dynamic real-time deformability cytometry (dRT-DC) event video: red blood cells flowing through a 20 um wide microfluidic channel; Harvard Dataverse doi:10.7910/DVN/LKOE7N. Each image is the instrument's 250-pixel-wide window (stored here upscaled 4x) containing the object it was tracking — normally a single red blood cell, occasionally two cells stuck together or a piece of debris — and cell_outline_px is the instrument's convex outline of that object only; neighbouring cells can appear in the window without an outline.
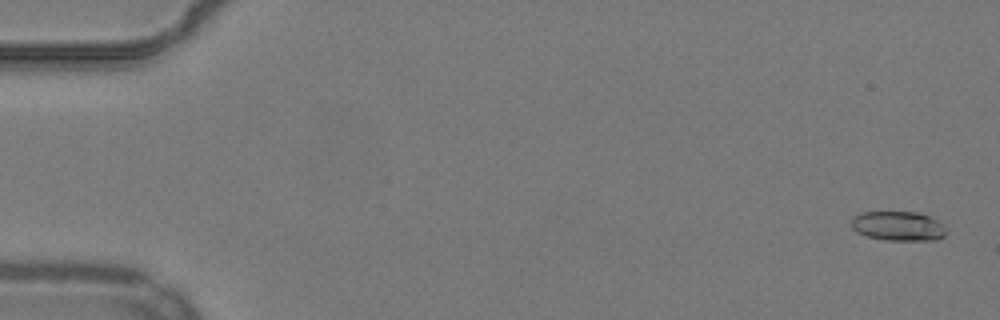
{"species": "common noctule bat (a hibernating species)", "species_latin": "Nyctalus noctula", "temperature_condition": "warm", "stored_images_in_passage": 56, "segment_of_instrument_passage": [1, 2], "camera_frame_rate_fps": 3000, "um_per_image_px": 0.085, "animal": {"sex": "male", "body_mass_g": 19.2, "forearm_length_mm": 51.8}, "frame": {"image": 1, "passage_image": 2, "time_ms": 0.333, "image_size_px": [1000, 320], "cell_outline_px": [[944, 236], [936, 240], [884, 240], [868, 236], [856, 232], [852, 228], [852, 216], [860, 212], [920, 212], [944, 224]], "centroid_in_image_um": [76.32, 19.21], "position_along_channel_um": 8.7, "area_um2": 16.3}}
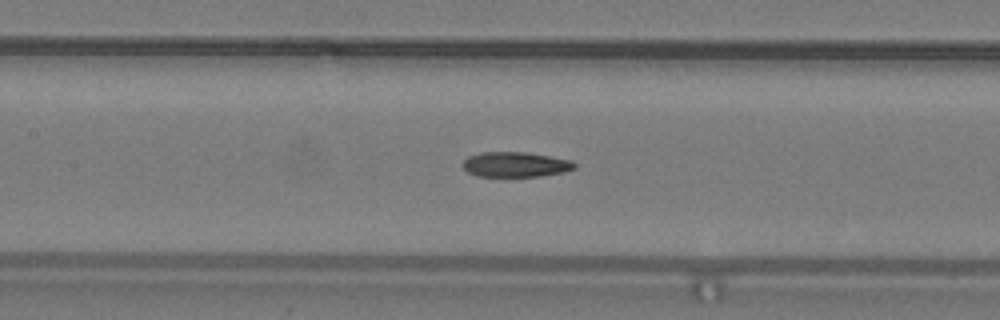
{"frame": {"image": 2, "passage_image": 26, "time_ms": 8.333, "image_size_px": [1000, 320], "cell_outline_px": [[576, 168], [564, 172], [540, 176], [476, 176], [468, 172], [460, 164], [468, 156], [480, 152], [528, 152], [572, 160], [576, 164]], "centroid_in_image_um": [43.81, 13.97], "position_along_channel_um": 163.6, "area_um2": 16.47}}
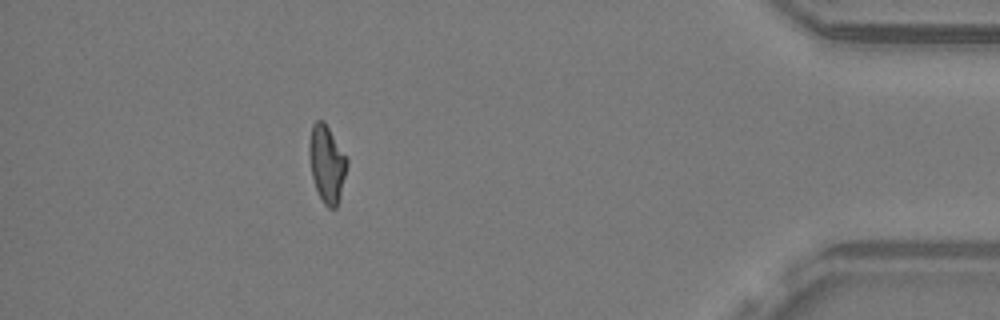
{"frame": {"image": 3, "passage_image": 49, "time_ms": 16.0, "image_size_px": [1000, 320], "cell_outline_px": [[348, 164], [340, 196], [336, 208], [328, 208], [324, 204], [316, 188], [312, 176], [308, 152], [308, 144], [312, 124], [316, 120], [324, 120], [348, 160]], "centroid_in_image_um": [27.77, 13.9], "position_along_channel_um": 407.4, "area_um2": 16.94}}